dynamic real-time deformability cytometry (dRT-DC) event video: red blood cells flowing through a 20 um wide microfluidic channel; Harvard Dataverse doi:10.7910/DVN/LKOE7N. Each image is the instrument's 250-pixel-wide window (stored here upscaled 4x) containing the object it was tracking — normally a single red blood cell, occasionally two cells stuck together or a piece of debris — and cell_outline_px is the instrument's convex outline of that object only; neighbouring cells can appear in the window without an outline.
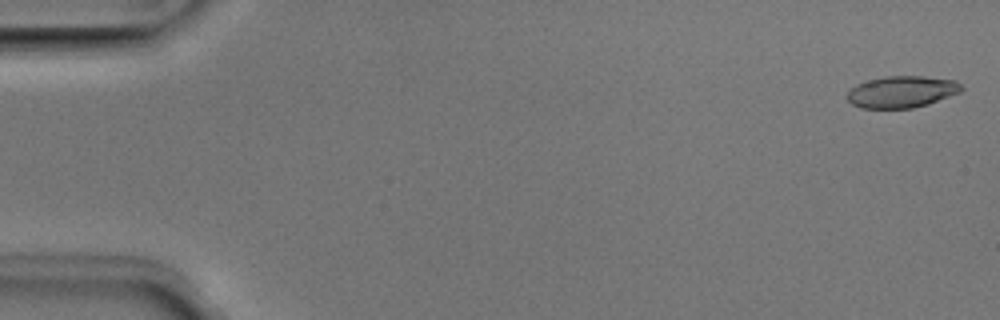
{"species": "Egyptian fruit bat (a non-hibernating species)", "species_latin": "Rousettus aegyptiacus", "temperature_condition": "room temperature", "stored_images_in_passage": 47, "camera_frame_rate_fps": 3000, "um_per_image_px": 0.085, "animal": {"sex": "male"}, "frame": {"image": 1, "passage_image": 1, "time_ms": 0.0, "image_size_px": [1000, 320], "cell_outline_px": [[964, 88], [960, 92], [928, 104], [912, 108], [860, 108], [852, 104], [848, 100], [848, 92], [856, 84], [868, 80], [884, 76], [924, 76], [956, 80]], "centroid_in_image_um": [76.66, 7.8], "position_along_channel_um": 8.3, "area_um2": 21.1}}
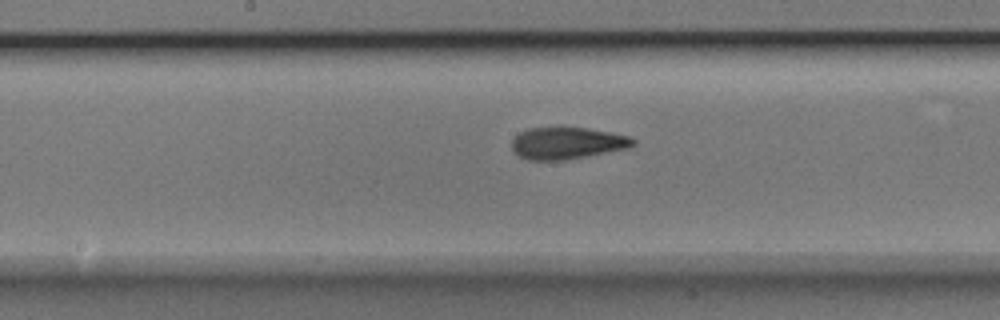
{"frame": {"image": 2, "passage_image": 26, "time_ms": 8.333, "image_size_px": [1000, 320], "cell_outline_px": [[636, 144], [628, 148], [568, 160], [528, 160], [512, 152], [512, 140], [520, 132], [528, 128], [588, 128], [628, 136], [636, 140]], "centroid_in_image_um": [48.2, 12.18], "position_along_channel_um": 200.0, "area_um2": 22.48}}
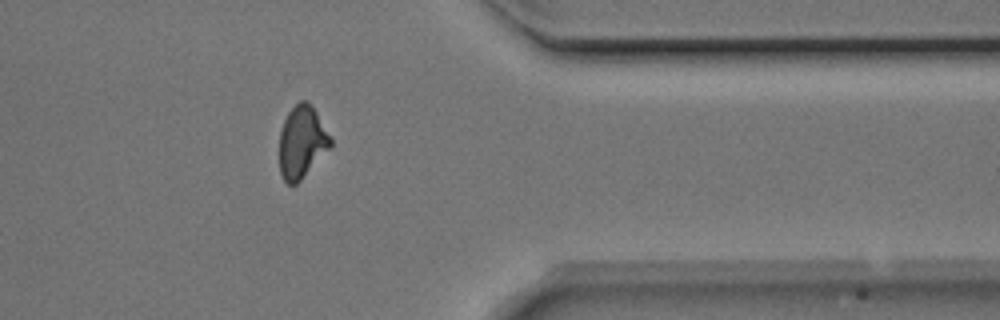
{"frame": {"image": 3, "passage_image": 41, "time_ms": 13.333, "image_size_px": [1000, 320], "cell_outline_px": [[332, 144], [300, 180], [296, 184], [288, 184], [284, 180], [280, 172], [280, 132], [284, 120], [288, 112], [300, 100], [308, 100], [316, 112], [332, 140]], "centroid_in_image_um": [25.64, 12.05], "position_along_channel_um": 385.8, "area_um2": 21.04}}